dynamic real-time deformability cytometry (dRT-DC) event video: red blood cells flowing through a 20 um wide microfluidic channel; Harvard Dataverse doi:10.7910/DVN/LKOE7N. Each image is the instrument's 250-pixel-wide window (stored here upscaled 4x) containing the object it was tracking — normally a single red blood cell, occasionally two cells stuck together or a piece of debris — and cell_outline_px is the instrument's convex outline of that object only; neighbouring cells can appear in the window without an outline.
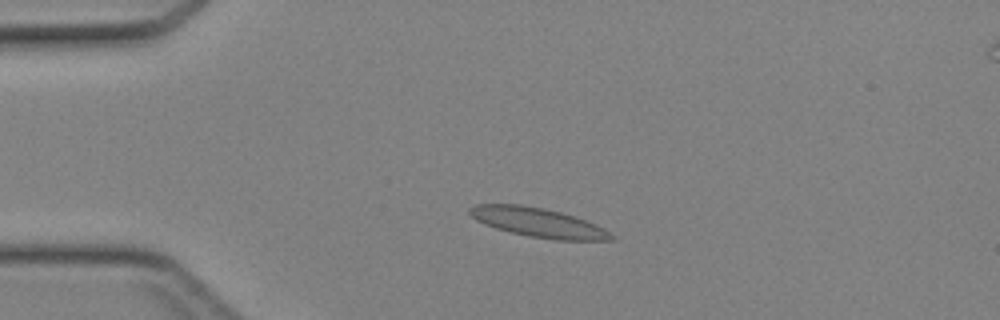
{"species": "Egyptian fruit bat (a non-hibernating species)", "species_latin": "Rousettus aegyptiacus", "temperature_condition": "cold", "stored_images_in_passage": 44, "camera_frame_rate_fps": 3000, "um_per_image_px": 0.085, "animal": {"sex": "female"}, "frame": {"image": 1, "passage_image": 9, "time_ms": 2.667, "image_size_px": [1000, 320], "cell_outline_px": [[616, 240], [556, 240], [528, 236], [496, 228], [484, 224], [476, 220], [468, 212], [468, 208], [476, 204], [520, 204], [544, 208], [560, 212], [596, 224], [604, 228], [616, 236]], "centroid_in_image_um": [45.75, 18.91], "position_along_channel_um": 39.2, "area_um2": 24.1}}
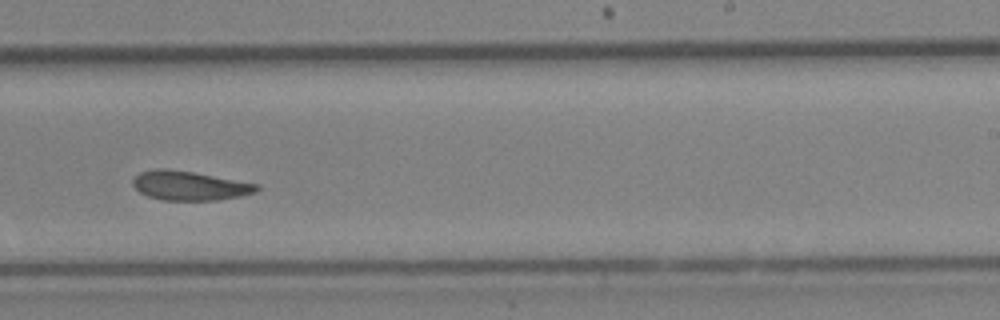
{"frame": {"image": 2, "passage_image": 27, "time_ms": 8.667, "image_size_px": [1000, 320], "cell_outline_px": [[260, 188], [256, 192], [240, 196], [216, 200], [164, 200], [148, 196], [140, 192], [132, 184], [132, 180], [140, 172], [156, 168], [164, 168], [192, 172], [260, 184]], "centroid_in_image_um": [16.12, 15.78], "position_along_channel_um": 272.9, "area_um2": 20.98}}
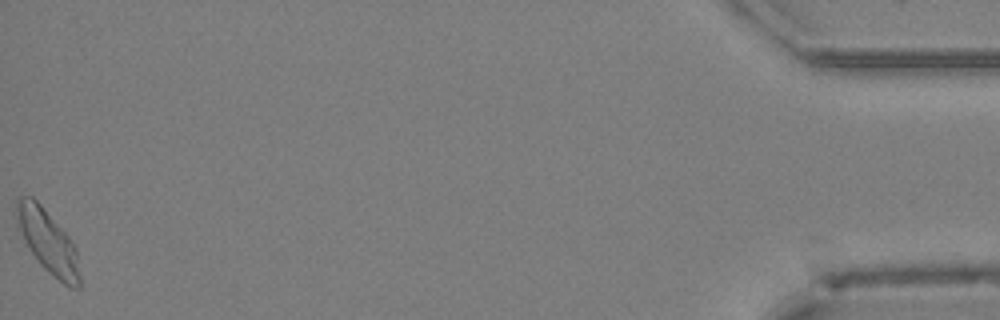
{"frame": {"image": 3, "passage_image": 44, "time_ms": 14.333, "image_size_px": [1000, 320], "cell_outline_px": [[80, 288], [68, 288], [44, 268], [40, 264], [28, 248], [24, 240], [16, 220], [16, 196], [32, 196], [40, 204], [68, 236], [76, 248], [80, 276]], "centroid_in_image_um": [4.07, 20.54], "position_along_channel_um": 431.1, "area_um2": 23.12}}